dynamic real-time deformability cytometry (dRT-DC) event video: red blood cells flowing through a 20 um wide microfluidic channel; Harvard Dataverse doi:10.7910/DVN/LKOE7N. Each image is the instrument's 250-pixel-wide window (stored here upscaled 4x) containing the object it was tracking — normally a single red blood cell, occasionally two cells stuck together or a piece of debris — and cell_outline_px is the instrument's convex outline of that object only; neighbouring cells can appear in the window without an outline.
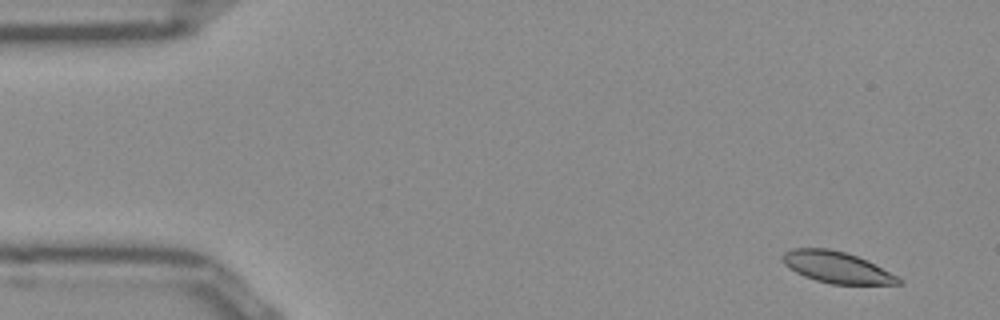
{"species": "Egyptian fruit bat (a non-hibernating species)", "species_latin": "Rousettus aegyptiacus", "temperature_condition": "room temperature", "stored_images_in_passage": 49, "camera_frame_rate_fps": 3000, "um_per_image_px": 0.085, "frame": {"image": 1, "passage_image": 1, "time_ms": 0.0, "image_size_px": [1000, 320], "cell_outline_px": [[904, 280], [900, 284], [832, 284], [816, 280], [804, 276], [788, 268], [784, 264], [784, 252], [792, 248], [828, 248], [844, 252], [868, 260]], "centroid_in_image_um": [71.14, 22.72], "position_along_channel_um": 13.9, "area_um2": 21.04}}
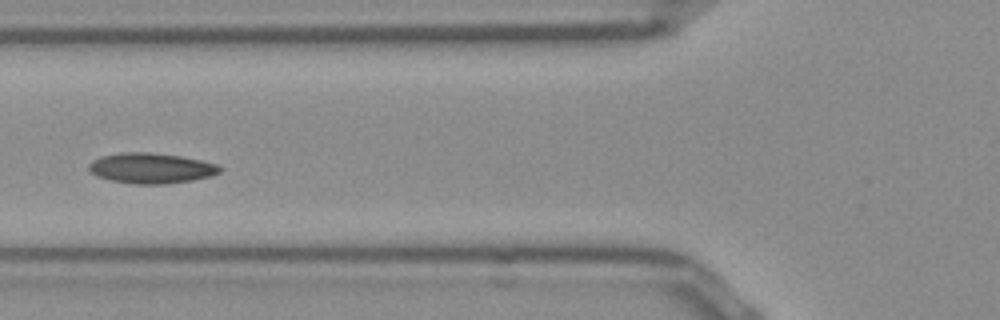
{"frame": {"image": 2, "passage_image": 17, "time_ms": 5.333, "image_size_px": [1000, 320], "cell_outline_px": [[224, 168], [220, 172], [212, 176], [192, 180], [164, 184], [132, 184], [112, 180], [96, 176], [88, 168], [88, 164], [92, 160], [104, 156], [128, 152], [148, 152], [180, 156], [220, 164]], "centroid_in_image_um": [12.9, 14.3], "position_along_channel_um": 112.9, "area_um2": 23.18}}
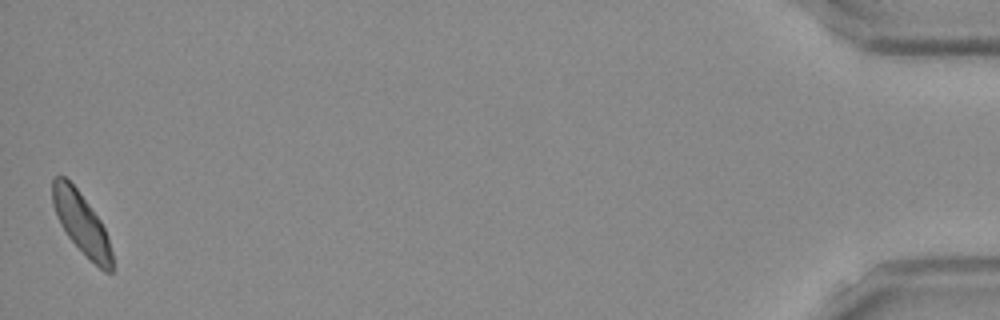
{"frame": {"image": 3, "passage_image": 49, "time_ms": 16.0, "image_size_px": [1000, 320], "cell_outline_px": [[112, 272], [104, 272], [68, 236], [60, 224], [52, 204], [52, 180], [56, 176], [64, 176], [76, 188], [100, 220], [104, 228], [112, 252]], "centroid_in_image_um": [6.9, 18.95], "position_along_channel_um": 428.3, "area_um2": 20.63}, "authors_computed_cell_mechanics": {"area_um2": 21.7906, "velocity_mm_per_s": 3.8781, "shape_relaxation_time_tau1_ms": 5.6931, "shape_relaxation_time_tau2_ms": 8.2586, "deformation_change_tau1": 0.116, "deformation_change_tau2": 0.1313}}